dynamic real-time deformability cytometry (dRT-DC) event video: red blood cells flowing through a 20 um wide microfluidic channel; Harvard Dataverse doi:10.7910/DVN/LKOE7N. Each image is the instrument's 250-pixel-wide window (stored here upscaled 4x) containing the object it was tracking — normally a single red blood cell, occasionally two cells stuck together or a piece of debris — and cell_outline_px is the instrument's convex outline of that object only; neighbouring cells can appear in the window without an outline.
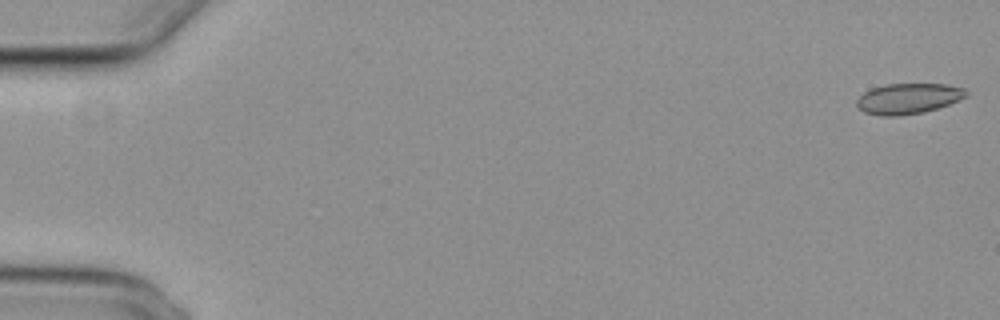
{"species": "common noctule bat (a hibernating species)", "species_latin": "Nyctalus noctula", "temperature_condition": "cold", "stored_images_in_passage": 18, "camera_frame_rate_fps": 3000, "um_per_image_px": 0.085, "animal": {"sex": "female", "body_mass_g": 29.2, "forearm_length_mm": 56.3}, "frame": {"image": 1, "passage_image": 1, "time_ms": 0.0, "image_size_px": [1000, 320], "cell_outline_px": [[968, 96], [960, 100], [924, 112], [896, 116], [880, 116], [864, 112], [856, 104], [856, 100], [864, 92], [872, 88], [888, 84], [944, 84], [964, 88], [968, 92]], "centroid_in_image_um": [77.21, 8.38], "position_along_channel_um": 7.8, "area_um2": 19.42}}
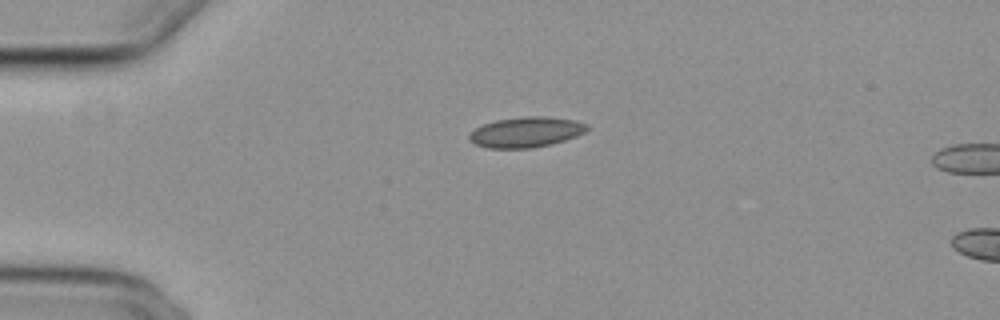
{"frame": {"image": 2, "passage_image": 14, "time_ms": 4.333, "image_size_px": [1000, 320], "cell_outline_px": [[588, 128], [584, 132], [576, 136], [564, 140], [532, 148], [488, 148], [476, 144], [468, 140], [468, 136], [476, 128], [484, 124], [496, 120], [524, 116], [548, 116], [576, 120], [588, 124]], "centroid_in_image_um": [44.72, 11.22], "position_along_channel_um": 40.3, "area_um2": 20.75}}